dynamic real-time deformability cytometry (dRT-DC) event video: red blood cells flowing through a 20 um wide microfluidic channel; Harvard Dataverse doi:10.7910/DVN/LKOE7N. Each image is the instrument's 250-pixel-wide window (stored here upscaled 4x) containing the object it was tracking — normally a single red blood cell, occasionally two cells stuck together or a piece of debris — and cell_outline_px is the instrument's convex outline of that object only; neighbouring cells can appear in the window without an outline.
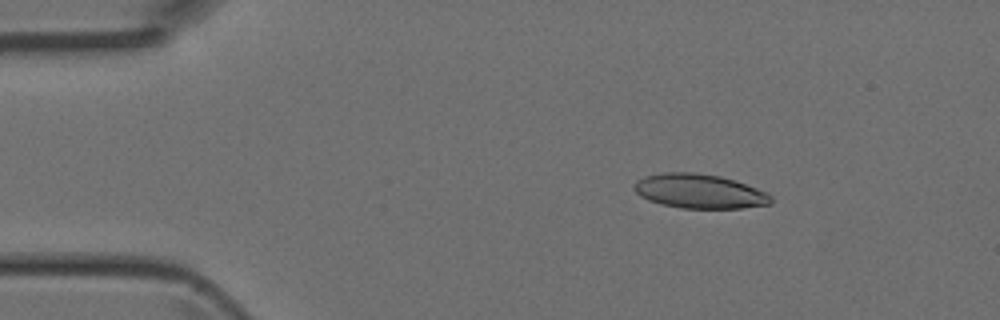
{"species": "Egyptian fruit bat (a non-hibernating species)", "species_latin": "Rousettus aegyptiacus", "temperature_condition": "room temperature", "stored_images_in_passage": 40, "camera_frame_rate_fps": 3000, "um_per_image_px": 0.085, "animal": {"sex": "female"}, "frame": {"image": 1, "passage_image": 1, "time_ms": 0.0, "image_size_px": [1000, 320], "cell_outline_px": [[772, 204], [740, 208], [680, 208], [660, 204], [648, 200], [640, 196], [636, 192], [636, 180], [644, 176], [664, 172], [692, 172], [720, 176], [736, 180], [756, 188], [772, 196]], "centroid_in_image_um": [59.45, 16.25], "position_along_channel_um": 25.5, "area_um2": 27.34}}
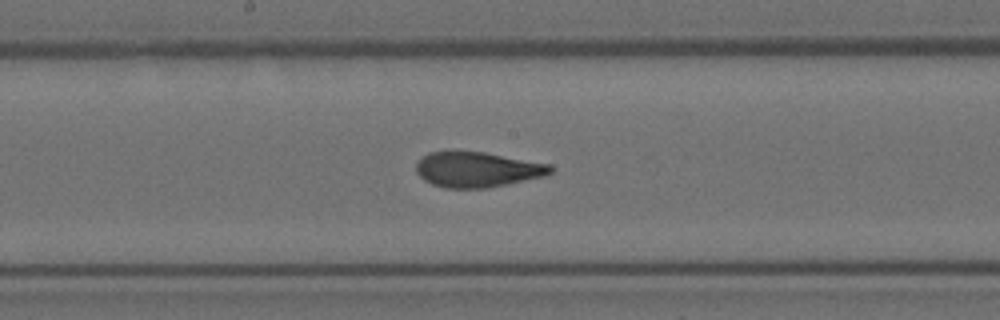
{"frame": {"image": 2, "passage_image": 18, "time_ms": 5.667, "image_size_px": [1000, 320], "cell_outline_px": [[552, 172], [544, 176], [484, 188], [444, 188], [432, 184], [424, 180], [416, 172], [416, 164], [428, 152], [484, 152], [548, 164], [552, 168]], "centroid_in_image_um": [40.53, 14.42], "position_along_channel_um": 207.7, "area_um2": 27.05}}
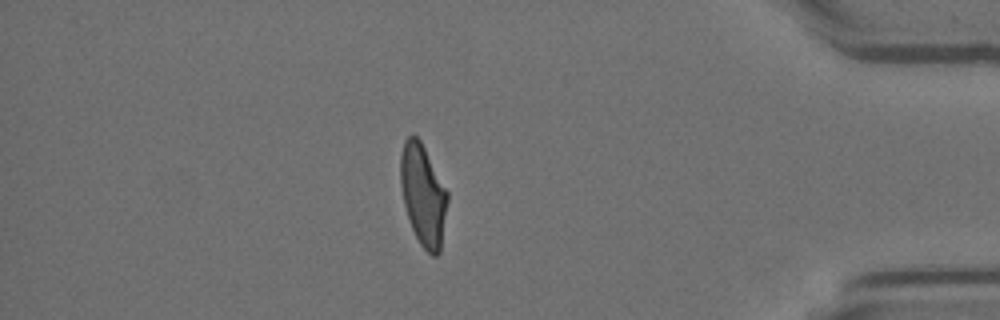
{"frame": {"image": 3, "passage_image": 34, "time_ms": 11.0, "image_size_px": [1000, 320], "cell_outline_px": [[448, 200], [440, 252], [436, 256], [432, 256], [420, 244], [412, 228], [404, 204], [400, 184], [400, 156], [404, 140], [412, 132], [420, 140], [448, 192]], "centroid_in_image_um": [35.96, 16.55], "position_along_channel_um": 399.2, "area_um2": 27.63}}